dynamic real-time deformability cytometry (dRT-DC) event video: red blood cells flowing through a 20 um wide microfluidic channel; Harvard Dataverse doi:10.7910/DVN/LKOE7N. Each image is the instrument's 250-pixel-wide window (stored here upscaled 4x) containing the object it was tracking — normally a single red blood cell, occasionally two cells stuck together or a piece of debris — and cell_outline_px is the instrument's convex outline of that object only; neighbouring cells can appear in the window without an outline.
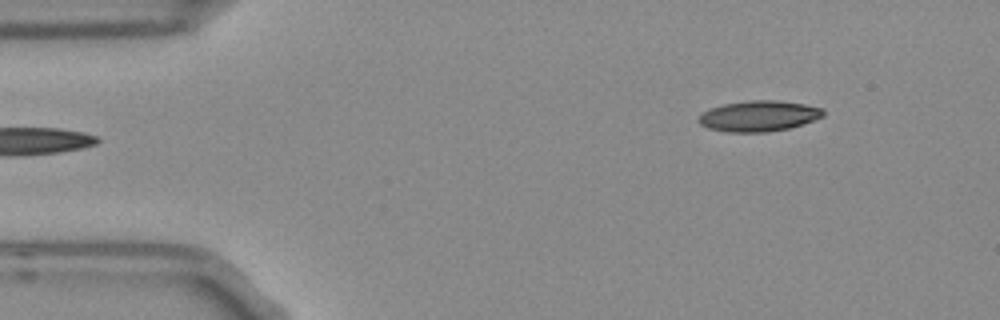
{"species": "Egyptian fruit bat (a non-hibernating species)", "species_latin": "Rousettus aegyptiacus", "temperature_condition": "room temperature", "stored_images_in_passage": 4, "camera_frame_rate_fps": 3000, "um_per_image_px": 0.085, "frame": {"image": 1, "passage_image": 1, "time_ms": 0.0, "image_size_px": [1000, 320], "cell_outline_px": [[824, 116], [788, 128], [768, 132], [728, 132], [708, 128], [700, 124], [696, 120], [704, 112], [712, 108], [724, 104], [752, 100], [776, 100], [804, 104], [824, 108]], "centroid_in_image_um": [64.49, 9.86], "position_along_channel_um": 20.5, "area_um2": 22.08}}
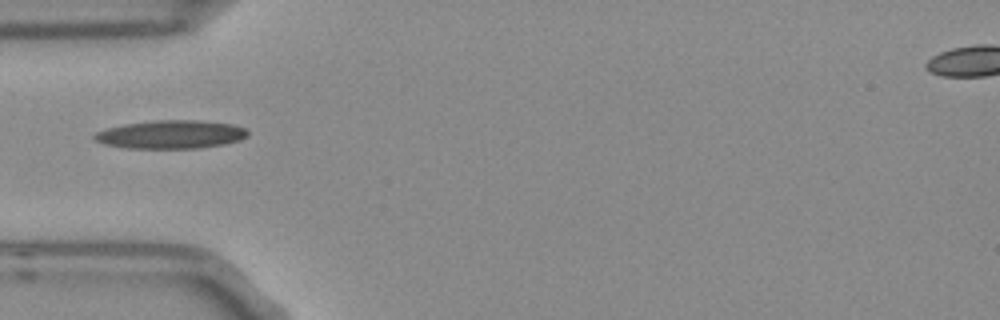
{"frame": {"image": 2, "passage_image": 3, "time_ms": 0.667, "image_size_px": [1000, 320], "cell_outline_px": [[248, 136], [240, 140], [224, 144], [196, 148], [124, 148], [104, 144], [96, 140], [92, 136], [96, 132], [108, 128], [124, 124], [156, 120], [196, 120], [232, 124], [244, 128], [248, 132]], "centroid_in_image_um": [14.52, 11.43], "position_along_channel_um": 70.5, "area_um2": 25.2}}
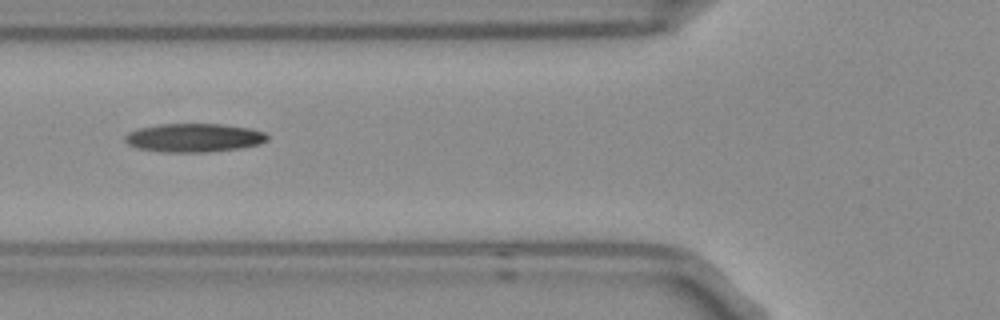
{"frame": {"image": 3, "passage_image": 4, "time_ms": 1.0, "image_size_px": [1000, 320], "cell_outline_px": [[268, 140], [260, 144], [240, 148], [208, 152], [160, 152], [136, 148], [128, 144], [124, 140], [124, 136], [128, 132], [140, 128], [160, 124], [220, 124], [252, 128], [264, 132], [268, 136]], "centroid_in_image_um": [16.49, 11.71], "position_along_channel_um": 109.3, "area_um2": 23.87}}